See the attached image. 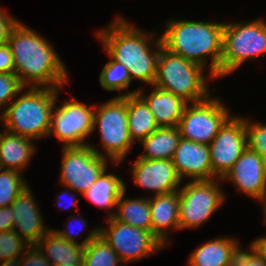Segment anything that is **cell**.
Here are the masks:
<instances>
[{
  "mask_svg": "<svg viewBox=\"0 0 266 266\" xmlns=\"http://www.w3.org/2000/svg\"><path fill=\"white\" fill-rule=\"evenodd\" d=\"M151 232L163 243L170 241L167 233L179 228V190L149 198Z\"/></svg>",
  "mask_w": 266,
  "mask_h": 266,
  "instance_id": "19",
  "label": "cell"
},
{
  "mask_svg": "<svg viewBox=\"0 0 266 266\" xmlns=\"http://www.w3.org/2000/svg\"><path fill=\"white\" fill-rule=\"evenodd\" d=\"M248 119L245 117L247 148L257 152L266 163V124Z\"/></svg>",
  "mask_w": 266,
  "mask_h": 266,
  "instance_id": "31",
  "label": "cell"
},
{
  "mask_svg": "<svg viewBox=\"0 0 266 266\" xmlns=\"http://www.w3.org/2000/svg\"><path fill=\"white\" fill-rule=\"evenodd\" d=\"M107 62L99 75V82L103 89L107 91H119L128 89L131 83V77L128 69L122 63L112 59Z\"/></svg>",
  "mask_w": 266,
  "mask_h": 266,
  "instance_id": "28",
  "label": "cell"
},
{
  "mask_svg": "<svg viewBox=\"0 0 266 266\" xmlns=\"http://www.w3.org/2000/svg\"><path fill=\"white\" fill-rule=\"evenodd\" d=\"M180 138L178 127H159L140 141L144 151L138 157L172 160Z\"/></svg>",
  "mask_w": 266,
  "mask_h": 266,
  "instance_id": "25",
  "label": "cell"
},
{
  "mask_svg": "<svg viewBox=\"0 0 266 266\" xmlns=\"http://www.w3.org/2000/svg\"><path fill=\"white\" fill-rule=\"evenodd\" d=\"M22 89L25 87L15 73H0V108L5 110Z\"/></svg>",
  "mask_w": 266,
  "mask_h": 266,
  "instance_id": "32",
  "label": "cell"
},
{
  "mask_svg": "<svg viewBox=\"0 0 266 266\" xmlns=\"http://www.w3.org/2000/svg\"><path fill=\"white\" fill-rule=\"evenodd\" d=\"M172 162L181 180L186 176L191 181L218 178L211 167L210 150L207 144L180 138Z\"/></svg>",
  "mask_w": 266,
  "mask_h": 266,
  "instance_id": "16",
  "label": "cell"
},
{
  "mask_svg": "<svg viewBox=\"0 0 266 266\" xmlns=\"http://www.w3.org/2000/svg\"><path fill=\"white\" fill-rule=\"evenodd\" d=\"M31 245L22 239L15 231L0 232V261L21 257Z\"/></svg>",
  "mask_w": 266,
  "mask_h": 266,
  "instance_id": "30",
  "label": "cell"
},
{
  "mask_svg": "<svg viewBox=\"0 0 266 266\" xmlns=\"http://www.w3.org/2000/svg\"><path fill=\"white\" fill-rule=\"evenodd\" d=\"M108 227H99V234L113 248L123 263L136 262L165 246L149 230H143L107 218Z\"/></svg>",
  "mask_w": 266,
  "mask_h": 266,
  "instance_id": "10",
  "label": "cell"
},
{
  "mask_svg": "<svg viewBox=\"0 0 266 266\" xmlns=\"http://www.w3.org/2000/svg\"><path fill=\"white\" fill-rule=\"evenodd\" d=\"M79 215H74L72 218H70L69 217V224H68V222H67V224L66 223H64L65 225H67L66 227L68 228L67 230L65 229H63V230H55V229H53V231H55L59 236H61V237H63L64 239H66V240H68V241H70V242H74V243H78L76 240L77 239H75L77 236H79V234H81L83 231H81V229H80V226H79V231H77L76 232V230H74V229H72L73 227H74V225L78 222H80V223H82L83 224V227H87L86 225H87V222L85 221V220H83V217H78ZM77 219V220H76ZM76 221L75 222V224L72 226V228H71V225H70V223H72L71 221ZM70 225V226H69ZM77 226V225H76ZM83 229V228H82ZM75 231V232H74ZM75 233V234H74Z\"/></svg>",
  "mask_w": 266,
  "mask_h": 266,
  "instance_id": "36",
  "label": "cell"
},
{
  "mask_svg": "<svg viewBox=\"0 0 266 266\" xmlns=\"http://www.w3.org/2000/svg\"><path fill=\"white\" fill-rule=\"evenodd\" d=\"M16 170H0V207L10 206L29 185Z\"/></svg>",
  "mask_w": 266,
  "mask_h": 266,
  "instance_id": "29",
  "label": "cell"
},
{
  "mask_svg": "<svg viewBox=\"0 0 266 266\" xmlns=\"http://www.w3.org/2000/svg\"><path fill=\"white\" fill-rule=\"evenodd\" d=\"M224 22L175 20L167 21L160 35L169 52L193 61L202 67L210 57L208 80L220 78Z\"/></svg>",
  "mask_w": 266,
  "mask_h": 266,
  "instance_id": "3",
  "label": "cell"
},
{
  "mask_svg": "<svg viewBox=\"0 0 266 266\" xmlns=\"http://www.w3.org/2000/svg\"><path fill=\"white\" fill-rule=\"evenodd\" d=\"M60 168V184L80 194L87 191L107 169V158L100 156L89 146L63 147Z\"/></svg>",
  "mask_w": 266,
  "mask_h": 266,
  "instance_id": "11",
  "label": "cell"
},
{
  "mask_svg": "<svg viewBox=\"0 0 266 266\" xmlns=\"http://www.w3.org/2000/svg\"><path fill=\"white\" fill-rule=\"evenodd\" d=\"M252 244L258 249V251L266 258V236H260L256 238Z\"/></svg>",
  "mask_w": 266,
  "mask_h": 266,
  "instance_id": "40",
  "label": "cell"
},
{
  "mask_svg": "<svg viewBox=\"0 0 266 266\" xmlns=\"http://www.w3.org/2000/svg\"><path fill=\"white\" fill-rule=\"evenodd\" d=\"M0 266H21V258L9 259L0 263Z\"/></svg>",
  "mask_w": 266,
  "mask_h": 266,
  "instance_id": "41",
  "label": "cell"
},
{
  "mask_svg": "<svg viewBox=\"0 0 266 266\" xmlns=\"http://www.w3.org/2000/svg\"><path fill=\"white\" fill-rule=\"evenodd\" d=\"M223 181H231L238 191L260 201L266 195V163L257 152L246 148Z\"/></svg>",
  "mask_w": 266,
  "mask_h": 266,
  "instance_id": "14",
  "label": "cell"
},
{
  "mask_svg": "<svg viewBox=\"0 0 266 266\" xmlns=\"http://www.w3.org/2000/svg\"><path fill=\"white\" fill-rule=\"evenodd\" d=\"M95 105H87L71 98L63 105L56 106L51 114V127L48 137L53 135L63 147L86 145L87 137L93 130V113Z\"/></svg>",
  "mask_w": 266,
  "mask_h": 266,
  "instance_id": "12",
  "label": "cell"
},
{
  "mask_svg": "<svg viewBox=\"0 0 266 266\" xmlns=\"http://www.w3.org/2000/svg\"><path fill=\"white\" fill-rule=\"evenodd\" d=\"M220 181V178L190 180L179 188L180 230L199 228L223 205L226 196L218 184Z\"/></svg>",
  "mask_w": 266,
  "mask_h": 266,
  "instance_id": "8",
  "label": "cell"
},
{
  "mask_svg": "<svg viewBox=\"0 0 266 266\" xmlns=\"http://www.w3.org/2000/svg\"><path fill=\"white\" fill-rule=\"evenodd\" d=\"M131 174L135 185L153 190L155 196L179 190L182 180L169 159H143L132 164Z\"/></svg>",
  "mask_w": 266,
  "mask_h": 266,
  "instance_id": "15",
  "label": "cell"
},
{
  "mask_svg": "<svg viewBox=\"0 0 266 266\" xmlns=\"http://www.w3.org/2000/svg\"><path fill=\"white\" fill-rule=\"evenodd\" d=\"M208 146L212 172L222 179L247 148L245 118L232 114Z\"/></svg>",
  "mask_w": 266,
  "mask_h": 266,
  "instance_id": "13",
  "label": "cell"
},
{
  "mask_svg": "<svg viewBox=\"0 0 266 266\" xmlns=\"http://www.w3.org/2000/svg\"><path fill=\"white\" fill-rule=\"evenodd\" d=\"M204 71L201 65L162 47L153 86L179 96L187 103L200 102L211 95Z\"/></svg>",
  "mask_w": 266,
  "mask_h": 266,
  "instance_id": "5",
  "label": "cell"
},
{
  "mask_svg": "<svg viewBox=\"0 0 266 266\" xmlns=\"http://www.w3.org/2000/svg\"><path fill=\"white\" fill-rule=\"evenodd\" d=\"M229 111L216 97L188 103L177 126L181 138L209 145L231 117Z\"/></svg>",
  "mask_w": 266,
  "mask_h": 266,
  "instance_id": "9",
  "label": "cell"
},
{
  "mask_svg": "<svg viewBox=\"0 0 266 266\" xmlns=\"http://www.w3.org/2000/svg\"><path fill=\"white\" fill-rule=\"evenodd\" d=\"M3 168H2V164H1V160H0V170H2Z\"/></svg>",
  "mask_w": 266,
  "mask_h": 266,
  "instance_id": "44",
  "label": "cell"
},
{
  "mask_svg": "<svg viewBox=\"0 0 266 266\" xmlns=\"http://www.w3.org/2000/svg\"><path fill=\"white\" fill-rule=\"evenodd\" d=\"M99 235V227L90 231L80 243L70 242L51 229L35 245L49 260L51 266H82L84 247Z\"/></svg>",
  "mask_w": 266,
  "mask_h": 266,
  "instance_id": "18",
  "label": "cell"
},
{
  "mask_svg": "<svg viewBox=\"0 0 266 266\" xmlns=\"http://www.w3.org/2000/svg\"><path fill=\"white\" fill-rule=\"evenodd\" d=\"M10 206L0 207V232L13 230L14 217Z\"/></svg>",
  "mask_w": 266,
  "mask_h": 266,
  "instance_id": "38",
  "label": "cell"
},
{
  "mask_svg": "<svg viewBox=\"0 0 266 266\" xmlns=\"http://www.w3.org/2000/svg\"><path fill=\"white\" fill-rule=\"evenodd\" d=\"M118 263H122L119 256L100 234L84 247L82 266H117Z\"/></svg>",
  "mask_w": 266,
  "mask_h": 266,
  "instance_id": "27",
  "label": "cell"
},
{
  "mask_svg": "<svg viewBox=\"0 0 266 266\" xmlns=\"http://www.w3.org/2000/svg\"><path fill=\"white\" fill-rule=\"evenodd\" d=\"M99 127L103 151L89 146L96 154L110 158L113 164H121L131 150L133 140L130 137L127 121V95L116 96L96 105L93 113V130ZM121 162V163H120Z\"/></svg>",
  "mask_w": 266,
  "mask_h": 266,
  "instance_id": "6",
  "label": "cell"
},
{
  "mask_svg": "<svg viewBox=\"0 0 266 266\" xmlns=\"http://www.w3.org/2000/svg\"><path fill=\"white\" fill-rule=\"evenodd\" d=\"M19 20L0 8V45L7 43L13 27Z\"/></svg>",
  "mask_w": 266,
  "mask_h": 266,
  "instance_id": "35",
  "label": "cell"
},
{
  "mask_svg": "<svg viewBox=\"0 0 266 266\" xmlns=\"http://www.w3.org/2000/svg\"><path fill=\"white\" fill-rule=\"evenodd\" d=\"M137 91L138 89L119 94V96L127 95L128 130L133 142H140L159 128L148 105Z\"/></svg>",
  "mask_w": 266,
  "mask_h": 266,
  "instance_id": "23",
  "label": "cell"
},
{
  "mask_svg": "<svg viewBox=\"0 0 266 266\" xmlns=\"http://www.w3.org/2000/svg\"><path fill=\"white\" fill-rule=\"evenodd\" d=\"M266 54V22L256 19L251 22L224 23L220 77L233 73L248 59H257Z\"/></svg>",
  "mask_w": 266,
  "mask_h": 266,
  "instance_id": "7",
  "label": "cell"
},
{
  "mask_svg": "<svg viewBox=\"0 0 266 266\" xmlns=\"http://www.w3.org/2000/svg\"><path fill=\"white\" fill-rule=\"evenodd\" d=\"M259 202H262L263 204V214H264V222H265V225H266V195L259 201Z\"/></svg>",
  "mask_w": 266,
  "mask_h": 266,
  "instance_id": "42",
  "label": "cell"
},
{
  "mask_svg": "<svg viewBox=\"0 0 266 266\" xmlns=\"http://www.w3.org/2000/svg\"><path fill=\"white\" fill-rule=\"evenodd\" d=\"M240 248L239 241L232 237L207 241L191 252L188 266H233Z\"/></svg>",
  "mask_w": 266,
  "mask_h": 266,
  "instance_id": "21",
  "label": "cell"
},
{
  "mask_svg": "<svg viewBox=\"0 0 266 266\" xmlns=\"http://www.w3.org/2000/svg\"><path fill=\"white\" fill-rule=\"evenodd\" d=\"M21 258V266H51L49 260L35 245H31Z\"/></svg>",
  "mask_w": 266,
  "mask_h": 266,
  "instance_id": "34",
  "label": "cell"
},
{
  "mask_svg": "<svg viewBox=\"0 0 266 266\" xmlns=\"http://www.w3.org/2000/svg\"><path fill=\"white\" fill-rule=\"evenodd\" d=\"M55 266H72V265H63V264H61V265H55Z\"/></svg>",
  "mask_w": 266,
  "mask_h": 266,
  "instance_id": "43",
  "label": "cell"
},
{
  "mask_svg": "<svg viewBox=\"0 0 266 266\" xmlns=\"http://www.w3.org/2000/svg\"><path fill=\"white\" fill-rule=\"evenodd\" d=\"M106 169L100 174L92 186L82 193L93 205L105 208L108 211V218L113 217L115 212H110L116 208L117 201L121 194L127 190L122 178L114 173H106Z\"/></svg>",
  "mask_w": 266,
  "mask_h": 266,
  "instance_id": "24",
  "label": "cell"
},
{
  "mask_svg": "<svg viewBox=\"0 0 266 266\" xmlns=\"http://www.w3.org/2000/svg\"><path fill=\"white\" fill-rule=\"evenodd\" d=\"M7 44L13 55L14 73L24 87L61 89L68 81L66 66L53 45L21 21L11 30Z\"/></svg>",
  "mask_w": 266,
  "mask_h": 266,
  "instance_id": "1",
  "label": "cell"
},
{
  "mask_svg": "<svg viewBox=\"0 0 266 266\" xmlns=\"http://www.w3.org/2000/svg\"><path fill=\"white\" fill-rule=\"evenodd\" d=\"M144 32L126 18L118 16L108 27L99 30L96 36L107 55L126 66L131 81L138 79L140 84L144 82L153 86L163 44L160 36L154 37L155 32Z\"/></svg>",
  "mask_w": 266,
  "mask_h": 266,
  "instance_id": "2",
  "label": "cell"
},
{
  "mask_svg": "<svg viewBox=\"0 0 266 266\" xmlns=\"http://www.w3.org/2000/svg\"><path fill=\"white\" fill-rule=\"evenodd\" d=\"M0 73H14V60L7 43L0 45Z\"/></svg>",
  "mask_w": 266,
  "mask_h": 266,
  "instance_id": "37",
  "label": "cell"
},
{
  "mask_svg": "<svg viewBox=\"0 0 266 266\" xmlns=\"http://www.w3.org/2000/svg\"><path fill=\"white\" fill-rule=\"evenodd\" d=\"M126 190L117 201L113 218L121 223L151 231L149 197L126 198Z\"/></svg>",
  "mask_w": 266,
  "mask_h": 266,
  "instance_id": "26",
  "label": "cell"
},
{
  "mask_svg": "<svg viewBox=\"0 0 266 266\" xmlns=\"http://www.w3.org/2000/svg\"><path fill=\"white\" fill-rule=\"evenodd\" d=\"M32 140L3 129V132H0V160L2 168L22 173L37 149Z\"/></svg>",
  "mask_w": 266,
  "mask_h": 266,
  "instance_id": "22",
  "label": "cell"
},
{
  "mask_svg": "<svg viewBox=\"0 0 266 266\" xmlns=\"http://www.w3.org/2000/svg\"><path fill=\"white\" fill-rule=\"evenodd\" d=\"M34 199L30 186H27L10 205L14 215L13 231L29 245H36L51 230L44 225L40 209Z\"/></svg>",
  "mask_w": 266,
  "mask_h": 266,
  "instance_id": "17",
  "label": "cell"
},
{
  "mask_svg": "<svg viewBox=\"0 0 266 266\" xmlns=\"http://www.w3.org/2000/svg\"><path fill=\"white\" fill-rule=\"evenodd\" d=\"M233 266H266V258L251 243L248 251L240 248Z\"/></svg>",
  "mask_w": 266,
  "mask_h": 266,
  "instance_id": "33",
  "label": "cell"
},
{
  "mask_svg": "<svg viewBox=\"0 0 266 266\" xmlns=\"http://www.w3.org/2000/svg\"><path fill=\"white\" fill-rule=\"evenodd\" d=\"M152 88L145 96L140 87L137 94L146 102L159 127H177L188 103L170 92L155 86Z\"/></svg>",
  "mask_w": 266,
  "mask_h": 266,
  "instance_id": "20",
  "label": "cell"
},
{
  "mask_svg": "<svg viewBox=\"0 0 266 266\" xmlns=\"http://www.w3.org/2000/svg\"><path fill=\"white\" fill-rule=\"evenodd\" d=\"M70 191H73V190H72L71 188H67V187H66V189H64L63 191H61L60 194H59V195L57 196V198L55 199L56 203H58V206H59L60 208H62V206L65 207L64 205L61 204V203H62L61 201L63 200V199L61 200V197H62V196H63V197H64V196H67L68 194L71 195L72 193H71ZM69 192H70V193H69ZM73 192H74V193H73V195L71 196V198L69 197V198H70V201H68V202H69L70 205L68 204V205H69V206H67L68 209H70V208H72V207H75V206L77 205L78 200H79V199H77V196H78L79 193H78V192H75V191H73ZM75 193H77V194H75ZM76 195H77V196H76ZM65 208H66V207H65ZM67 208H66V209H67Z\"/></svg>",
  "mask_w": 266,
  "mask_h": 266,
  "instance_id": "39",
  "label": "cell"
},
{
  "mask_svg": "<svg viewBox=\"0 0 266 266\" xmlns=\"http://www.w3.org/2000/svg\"><path fill=\"white\" fill-rule=\"evenodd\" d=\"M60 90L46 87L22 89L0 114L3 129L34 141L48 137L51 114Z\"/></svg>",
  "mask_w": 266,
  "mask_h": 266,
  "instance_id": "4",
  "label": "cell"
}]
</instances>
